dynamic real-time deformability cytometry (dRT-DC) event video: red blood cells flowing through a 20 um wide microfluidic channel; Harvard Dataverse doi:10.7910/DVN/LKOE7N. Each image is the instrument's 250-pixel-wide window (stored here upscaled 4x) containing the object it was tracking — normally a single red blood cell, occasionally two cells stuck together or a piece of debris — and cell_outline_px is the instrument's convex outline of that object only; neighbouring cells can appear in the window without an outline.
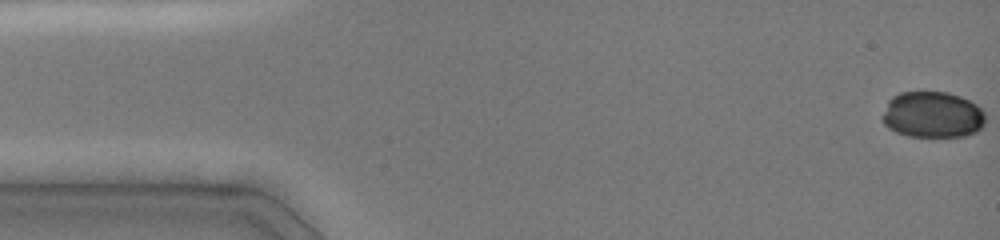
{"species": "common noctule bat (a hibernating species)", "species_latin": "Nyctalus noctula", "temperature_condition": "cold", "stored_images_in_passage": 9, "camera_frame_rate_fps": 3000, "um_per_image_px": 0.085, "animal": {"sex": "female", "body_mass_g": 19.0, "forearm_length_mm": 51.5}, "frame": {"image": 1, "passage_image": 1, "time_ms": 0.0, "image_size_px": [1000, 240], "cell_outline_px": [[984, 124], [976, 132], [968, 136], [908, 136], [896, 132], [888, 128], [884, 124], [884, 112], [888, 100], [892, 96], [900, 92], [948, 92], [960, 96], [976, 104], [984, 112]], "centroid_in_image_um": [79.27, 9.75], "position_along_channel_um": 5.7, "area_um2": 27.69}}
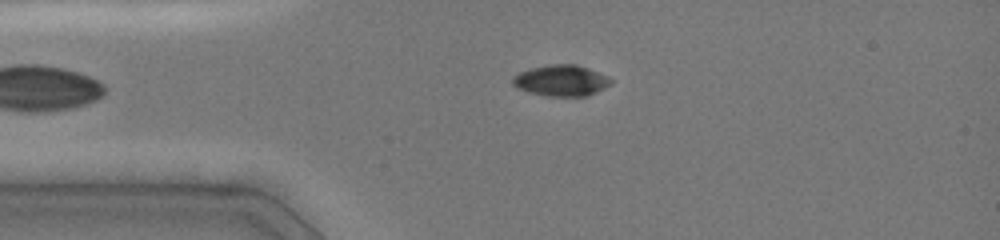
{"frame": {"image": 2, "passage_image": 9, "time_ms": 5.0, "image_size_px": [1000, 240], "cell_outline_px": [[612, 84], [588, 96], [548, 96], [528, 92], [516, 88], [512, 84], [512, 76], [520, 72], [532, 68], [552, 64], [576, 64], [588, 68], [608, 76], [612, 80]], "centroid_in_image_um": [47.7, 6.85], "position_along_channel_um": 37.3, "area_um2": 17.86}}